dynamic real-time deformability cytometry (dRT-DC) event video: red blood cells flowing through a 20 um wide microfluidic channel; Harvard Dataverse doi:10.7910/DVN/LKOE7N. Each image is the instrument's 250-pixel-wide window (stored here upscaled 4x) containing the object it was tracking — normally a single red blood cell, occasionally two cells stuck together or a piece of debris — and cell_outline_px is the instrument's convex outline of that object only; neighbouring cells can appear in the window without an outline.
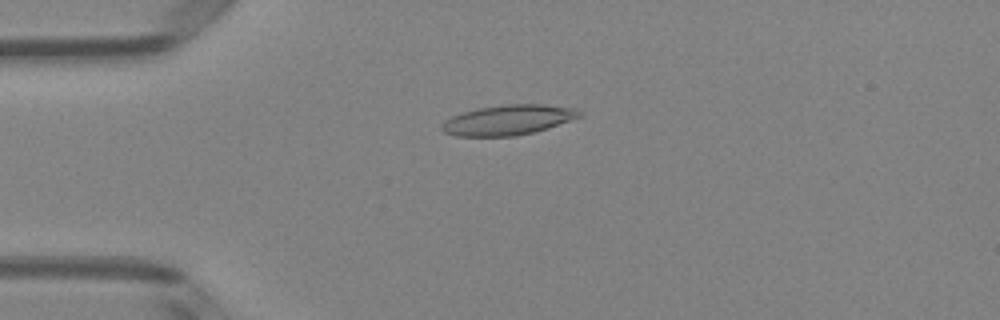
{"species": "Egyptian fruit bat (a non-hibernating species)", "species_latin": "Rousettus aegyptiacus", "temperature_condition": "room temperature", "stored_images_in_passage": 51, "camera_frame_rate_fps": 3000, "um_per_image_px": 0.085, "animal": {"sex": "female"}, "frame": {"image": 1, "passage_image": 13, "time_ms": 4.0, "image_size_px": [1000, 320], "cell_outline_px": [[580, 116], [548, 128], [516, 136], [456, 136], [444, 132], [440, 128], [440, 124], [444, 120], [452, 116], [476, 108], [504, 104], [544, 104], [576, 108], [580, 112]], "centroid_in_image_um": [43.14, 10.19], "position_along_channel_um": 41.9, "area_um2": 24.1}}
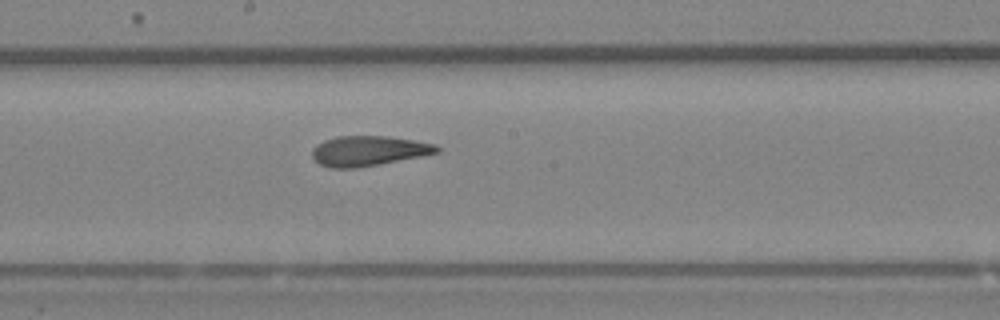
{"frame": {"image": 2, "passage_image": 28, "time_ms": 9.0, "image_size_px": [1000, 320], "cell_outline_px": [[440, 152], [420, 156], [356, 168], [332, 168], [320, 164], [312, 156], [312, 148], [316, 144], [324, 140], [336, 136], [388, 136], [436, 144], [440, 148]], "centroid_in_image_um": [31.3, 12.81], "position_along_channel_um": 216.9, "area_um2": 21.68}}
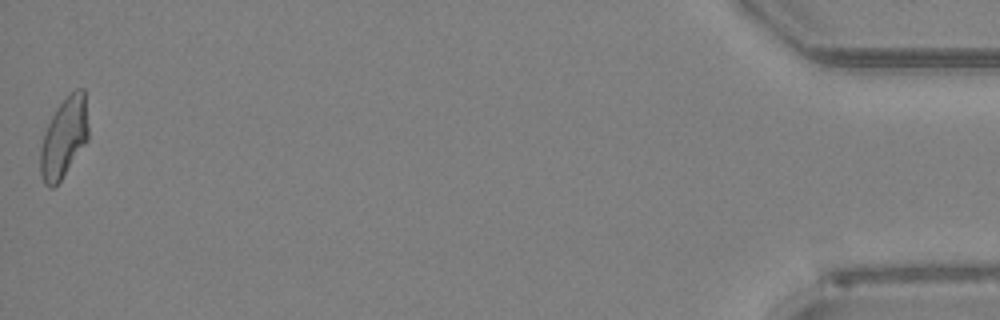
{"frame": {"image": 3, "passage_image": 51, "time_ms": 16.667, "image_size_px": [1000, 320], "cell_outline_px": [[88, 140], [60, 180], [52, 188], [48, 188], [44, 184], [40, 172], [40, 148], [44, 132], [56, 108], [76, 88], [84, 88], [88, 128]], "centroid_in_image_um": [5.43, 11.71], "position_along_channel_um": 429.8, "area_um2": 22.14}, "authors_computed_cell_mechanics": {"area_um2": 22.542, "velocity_mm_per_s": 4.0027, "shape_relaxation_time_tau1_ms": null, "shape_relaxation_time_tau2_ms": 2.2055, "deformation_change_tau1": null, "deformation_change_tau2": 0.1013}}